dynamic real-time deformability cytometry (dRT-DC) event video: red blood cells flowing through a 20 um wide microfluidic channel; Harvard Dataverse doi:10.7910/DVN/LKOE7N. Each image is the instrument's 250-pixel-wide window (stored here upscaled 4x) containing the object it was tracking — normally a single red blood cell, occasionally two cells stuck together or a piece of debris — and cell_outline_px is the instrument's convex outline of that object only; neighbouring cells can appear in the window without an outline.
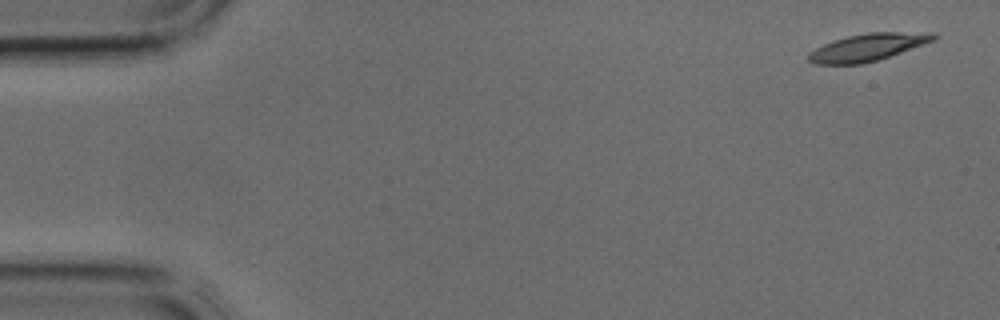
{"species": "common noctule bat (a hibernating species)", "species_latin": "Nyctalus noctula", "temperature_condition": "cold", "stored_images_in_passage": 5, "camera_frame_rate_fps": 3000, "um_per_image_px": 0.085, "animal": {"sex": "male", "body_mass_g": 17.9, "forearm_length_mm": 54.2}, "frame": {"image": 1, "passage_image": 1, "time_ms": 0.0, "image_size_px": [1000, 320], "cell_outline_px": [[940, 36], [936, 40], [876, 60], [860, 64], [816, 64], [808, 60], [808, 56], [816, 48], [832, 40], [848, 36], [868, 32], [936, 32]], "centroid_in_image_um": [73.82, 3.99], "position_along_channel_um": 11.2, "area_um2": 19.77}}
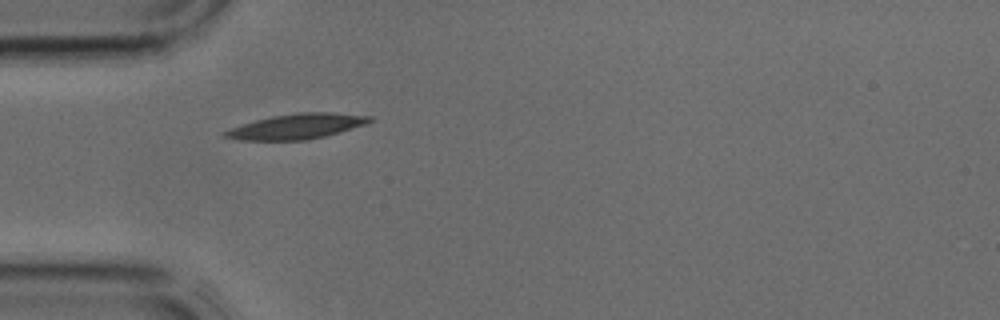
{"frame": {"image": 2, "passage_image": 3, "time_ms": 0.667, "image_size_px": [1000, 320], "cell_outline_px": [[372, 120], [364, 124], [340, 132], [308, 140], [236, 140], [224, 136], [220, 132], [228, 128], [256, 120], [272, 116], [300, 112], [332, 112], [372, 116]], "centroid_in_image_um": [25.17, 10.74], "position_along_channel_um": 59.8, "area_um2": 21.21}}